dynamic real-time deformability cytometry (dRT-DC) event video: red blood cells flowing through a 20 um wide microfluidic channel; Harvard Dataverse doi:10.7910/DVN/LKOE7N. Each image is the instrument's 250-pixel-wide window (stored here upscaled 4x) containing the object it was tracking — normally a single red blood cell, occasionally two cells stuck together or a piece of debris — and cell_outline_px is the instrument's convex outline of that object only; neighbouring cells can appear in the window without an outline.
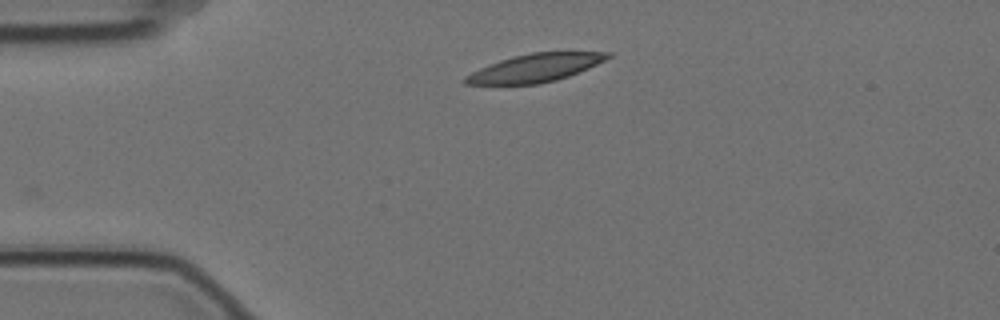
{"species": "Egyptian fruit bat (a non-hibernating species)", "species_latin": "Rousettus aegyptiacus", "temperature_condition": "cold", "stored_images_in_passage": 2, "camera_frame_rate_fps": 3000, "um_per_image_px": 0.085, "animal": {"sex": "female"}, "frame": {"image": 1, "passage_image": 2, "time_ms": 0.333, "image_size_px": [1000, 320], "cell_outline_px": [[612, 56], [588, 68], [568, 76], [556, 80], [540, 84], [464, 84], [460, 80], [464, 76], [480, 68], [500, 60], [512, 56], [532, 52], [612, 52]], "centroid_in_image_um": [45.46, 5.77], "position_along_channel_um": 39.5, "area_um2": 23.18}}